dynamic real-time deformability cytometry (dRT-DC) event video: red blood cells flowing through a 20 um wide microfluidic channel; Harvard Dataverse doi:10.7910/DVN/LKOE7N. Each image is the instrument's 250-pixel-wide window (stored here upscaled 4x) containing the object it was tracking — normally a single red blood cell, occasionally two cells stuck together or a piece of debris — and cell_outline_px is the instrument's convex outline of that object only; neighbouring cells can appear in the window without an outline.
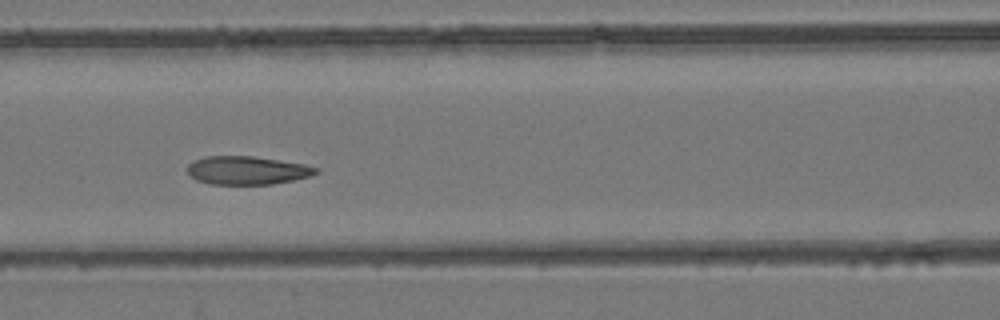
{"species": "common noctule bat (a hibernating species)", "species_latin": "Nyctalus noctula", "temperature_condition": "room temperature", "stored_images_in_passage": 6, "camera_frame_rate_fps": 3000, "um_per_image_px": 0.085, "animal": {"sex": "female", "body_mass_g": 24.6, "forearm_length_mm": 56.2}, "frame": {"image": 1, "passage_image": 4, "time_ms": 4.333, "image_size_px": [1000, 320], "cell_outline_px": [[320, 172], [312, 176], [272, 184], [208, 184], [196, 180], [188, 172], [188, 164], [192, 160], [204, 156], [252, 156], [304, 164], [320, 168]], "centroid_in_image_um": [21.01, 14.48], "position_along_channel_um": 145.6, "area_um2": 21.33}}
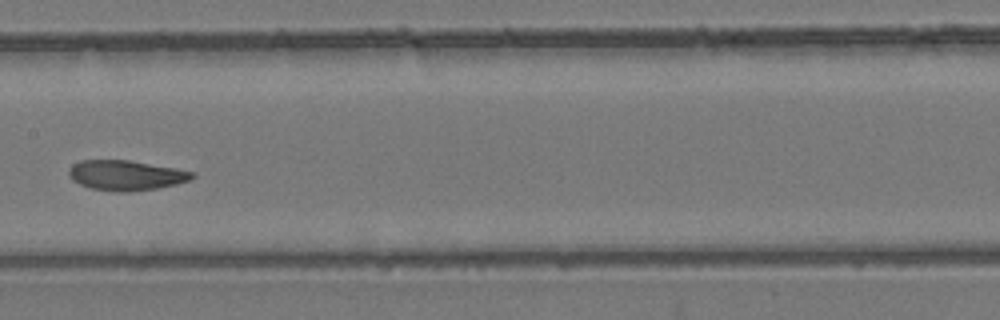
{"frame": {"image": 2, "passage_image": 5, "time_ms": 5.667, "image_size_px": [1000, 320], "cell_outline_px": [[196, 176], [192, 180], [176, 184], [156, 188], [128, 192], [116, 192], [92, 188], [80, 184], [72, 180], [68, 176], [68, 172], [72, 164], [80, 160], [128, 160], [176, 168], [192, 172]], "centroid_in_image_um": [10.7, 14.9], "position_along_channel_um": 196.7, "area_um2": 21.62}}
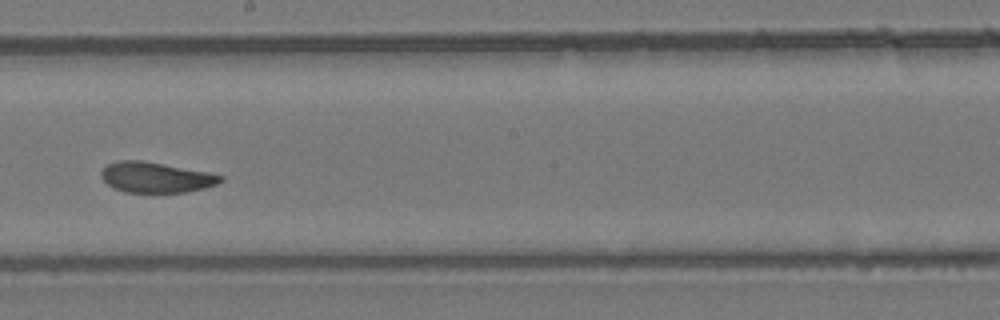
{"frame": {"image": 3, "passage_image": 6, "time_ms": 6.667, "image_size_px": [1000, 320], "cell_outline_px": [[224, 180], [216, 184], [204, 188], [188, 192], [124, 192], [108, 184], [100, 176], [100, 172], [108, 164], [120, 160], [140, 160], [208, 172], [224, 176]], "centroid_in_image_um": [13.26, 15.08], "position_along_channel_um": 234.9, "area_um2": 20.98}}